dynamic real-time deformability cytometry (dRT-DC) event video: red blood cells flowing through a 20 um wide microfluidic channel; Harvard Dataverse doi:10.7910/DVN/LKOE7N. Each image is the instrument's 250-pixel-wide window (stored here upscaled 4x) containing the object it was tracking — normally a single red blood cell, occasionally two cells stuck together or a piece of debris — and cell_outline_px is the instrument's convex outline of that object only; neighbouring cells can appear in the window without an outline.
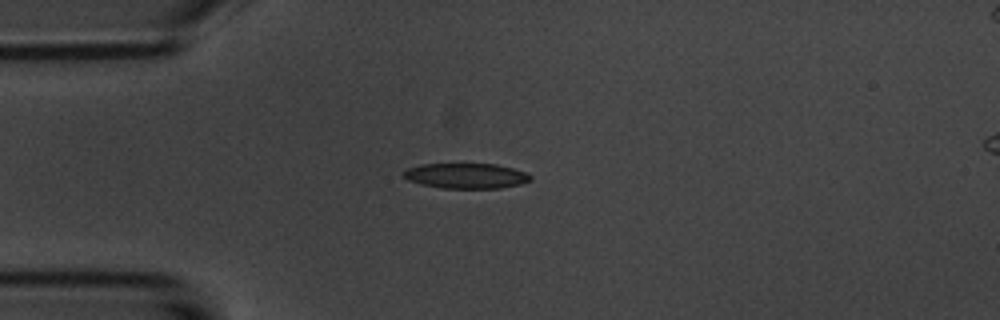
{"species": "common noctule bat (a hibernating species)", "species_latin": "Nyctalus noctula", "temperature_condition": "room temperature", "stored_images_in_passage": 4, "camera_frame_rate_fps": 3000, "um_per_image_px": 0.085, "animal": {"sex": "male", "body_mass_g": 20.1, "forearm_length_mm": 53.5}, "frame": {"image": 1, "passage_image": 1, "time_ms": 0.0, "image_size_px": [1000, 320], "cell_outline_px": [[532, 180], [520, 184], [500, 188], [440, 188], [408, 180], [404, 176], [404, 172], [408, 168], [420, 164], [496, 164], [528, 172], [532, 176]], "centroid_in_image_um": [39.67, 14.94], "position_along_channel_um": 45.3, "area_um2": 18.61}}
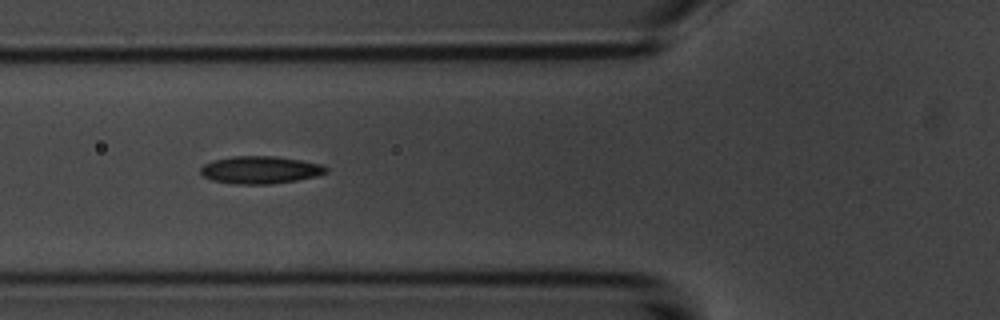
{"frame": {"image": 2, "passage_image": 3, "time_ms": 2.0, "image_size_px": [1000, 320], "cell_outline_px": [[328, 172], [316, 176], [296, 180], [272, 184], [232, 184], [212, 180], [204, 176], [200, 172], [200, 168], [204, 164], [212, 160], [232, 156], [272, 156], [300, 160], [324, 164], [328, 168]], "centroid_in_image_um": [22.12, 14.44], "position_along_channel_um": 103.7, "area_um2": 20.23}}
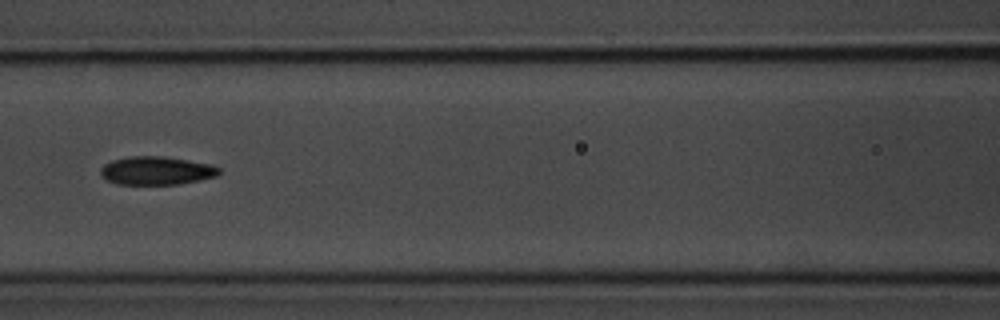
{"frame": {"image": 3, "passage_image": 4, "time_ms": 3.333, "image_size_px": [1000, 320], "cell_outline_px": [[220, 172], [216, 176], [200, 180], [176, 184], [116, 184], [100, 176], [100, 168], [104, 164], [112, 160], [128, 156], [160, 156], [212, 164], [220, 168]], "centroid_in_image_um": [13.27, 14.5], "position_along_channel_um": 153.3, "area_um2": 19.54}}